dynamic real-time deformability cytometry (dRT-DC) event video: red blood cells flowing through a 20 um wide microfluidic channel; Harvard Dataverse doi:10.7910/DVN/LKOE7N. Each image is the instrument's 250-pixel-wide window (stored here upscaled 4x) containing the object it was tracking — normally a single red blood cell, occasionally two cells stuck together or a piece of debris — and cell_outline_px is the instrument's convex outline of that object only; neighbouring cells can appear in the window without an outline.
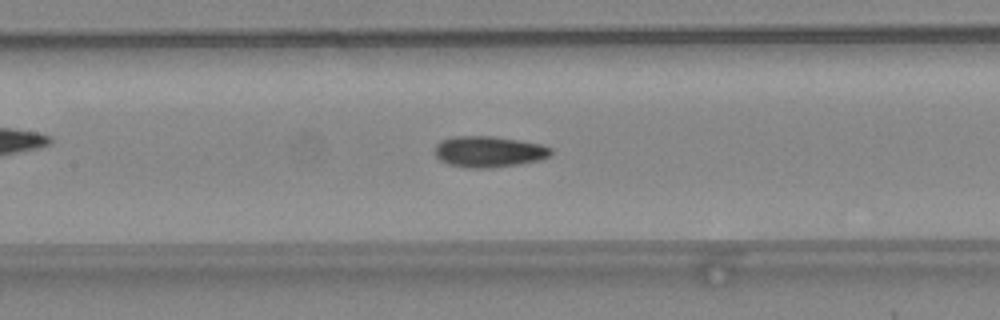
{"species": "common noctule bat (a hibernating species)", "species_latin": "Nyctalus noctula", "temperature_condition": "warm", "stored_images_in_passage": 24, "camera_frame_rate_fps": 3000, "um_per_image_px": 0.085, "animal": {"sex": "female", "body_mass_g": 24.6, "forearm_length_mm": 56.2}, "frame": {"image": 1, "passage_image": 10, "time_ms": 3.0, "image_size_px": [1000, 320], "cell_outline_px": [[552, 152], [548, 156], [540, 160], [520, 164], [492, 168], [468, 168], [448, 164], [440, 160], [436, 156], [436, 144], [440, 140], [452, 136], [492, 136], [520, 140], [540, 144], [552, 148]], "centroid_in_image_um": [41.54, 12.89], "position_along_channel_um": 165.9, "area_um2": 21.15}}
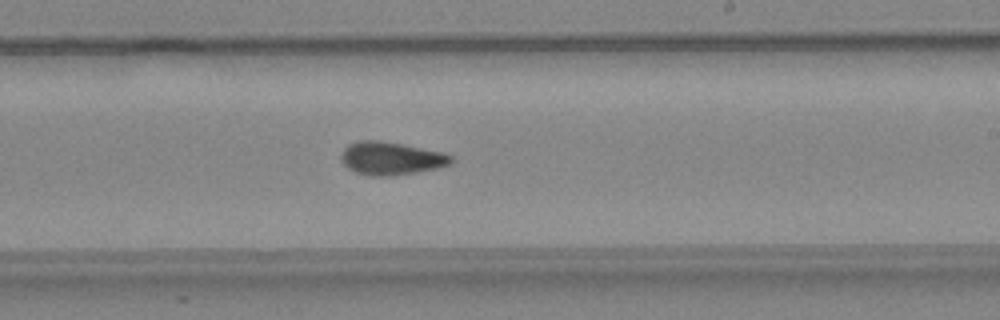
{"frame": {"image": 2, "passage_image": 16, "time_ms": 5.0, "image_size_px": [1000, 320], "cell_outline_px": [[456, 160], [448, 164], [436, 168], [416, 172], [392, 176], [368, 176], [356, 172], [348, 168], [340, 160], [340, 156], [344, 148], [348, 144], [360, 140], [380, 140], [404, 144], [444, 152], [452, 156]], "centroid_in_image_um": [33.23, 13.45], "position_along_channel_um": 255.8, "area_um2": 21.39}}
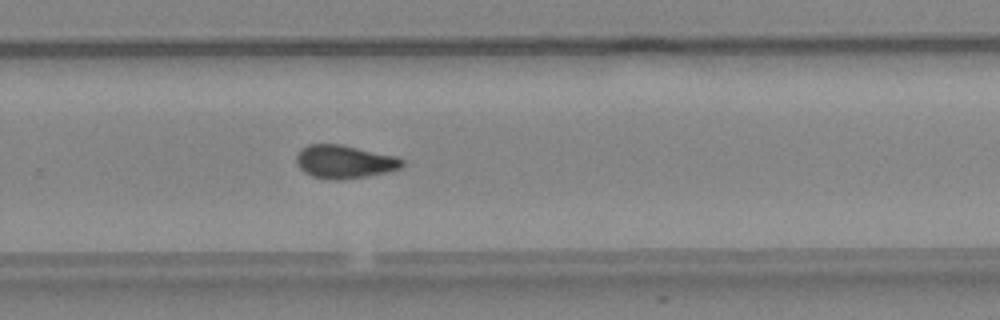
{"frame": {"image": 3, "passage_image": 19, "time_ms": 6.0, "image_size_px": [1000, 320], "cell_outline_px": [[404, 168], [388, 172], [368, 176], [340, 180], [328, 180], [312, 176], [304, 172], [296, 164], [296, 156], [300, 148], [308, 144], [340, 144], [396, 156], [404, 160]], "centroid_in_image_um": [29.28, 13.75], "position_along_channel_um": 300.5, "area_um2": 20.81}, "authors_computed_cell_mechanics": {"area_um2": 20.7502, "velocity_mm_per_s": 4.5245, "shape_relaxation_time_tau1_ms": null, "shape_relaxation_time_tau2_ms": 3.4231, "deformation_change_tau1": null, "deformation_change_tau2": 0.1055}}